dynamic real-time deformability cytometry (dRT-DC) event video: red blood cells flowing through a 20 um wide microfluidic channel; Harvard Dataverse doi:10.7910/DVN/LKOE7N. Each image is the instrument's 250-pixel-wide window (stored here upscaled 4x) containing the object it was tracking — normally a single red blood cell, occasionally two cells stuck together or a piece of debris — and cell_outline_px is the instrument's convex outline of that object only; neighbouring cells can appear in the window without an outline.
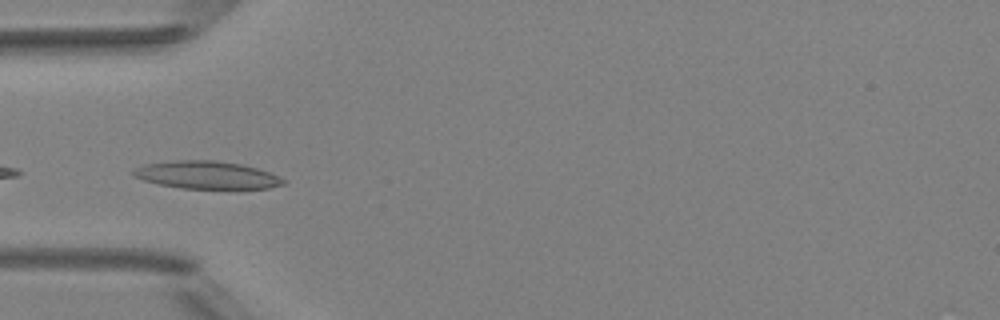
{"species": "Egyptian fruit bat (a non-hibernating species)", "species_latin": "Rousettus aegyptiacus", "temperature_condition": "room temperature", "stored_images_in_passage": 4, "camera_frame_rate_fps": 3000, "um_per_image_px": 0.085, "animal": {"sex": "female"}, "frame": {"image": 1, "passage_image": 3, "time_ms": 3.0, "image_size_px": [1000, 320], "cell_outline_px": [[288, 180], [284, 184], [268, 188], [180, 188], [160, 184], [144, 180], [132, 176], [132, 168], [144, 164], [172, 160], [216, 160], [240, 164], [256, 168], [280, 176]], "centroid_in_image_um": [17.54, 14.86], "position_along_channel_um": 67.5, "area_um2": 24.22}}
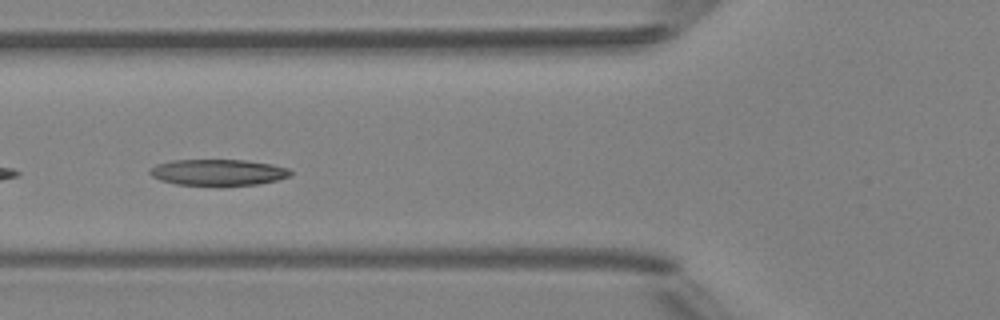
{"frame": {"image": 2, "passage_image": 4, "time_ms": 4.0, "image_size_px": [1000, 320], "cell_outline_px": [[292, 172], [288, 176], [276, 180], [260, 184], [176, 184], [160, 180], [152, 176], [148, 172], [156, 164], [172, 160], [244, 160], [272, 164], [288, 168]], "centroid_in_image_um": [18.52, 14.63], "position_along_channel_um": 107.3, "area_um2": 20.98}}